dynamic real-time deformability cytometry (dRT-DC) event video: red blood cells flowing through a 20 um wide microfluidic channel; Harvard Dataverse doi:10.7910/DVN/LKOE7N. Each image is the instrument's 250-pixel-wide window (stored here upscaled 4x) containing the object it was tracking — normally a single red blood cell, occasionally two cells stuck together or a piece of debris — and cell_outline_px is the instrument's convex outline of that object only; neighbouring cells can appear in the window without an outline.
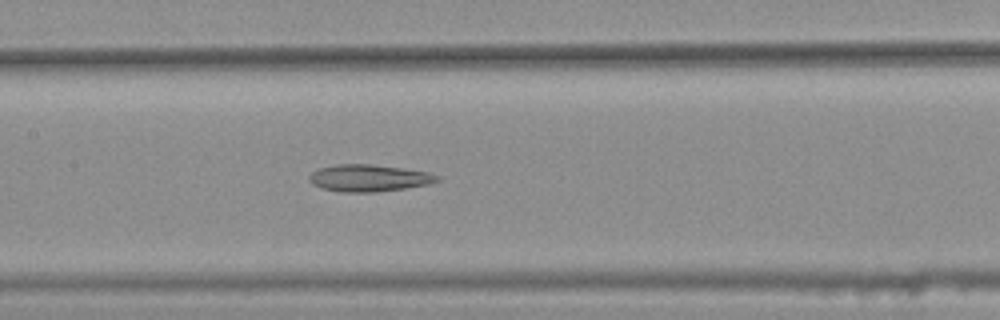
{"species": "common noctule bat (a hibernating species)", "species_latin": "Nyctalus noctula", "temperature_condition": "warm", "stored_images_in_passage": 44, "camera_frame_rate_fps": 3000, "um_per_image_px": 0.085, "animal": {"sex": "female", "body_mass_g": 25.1}, "frame": {"image": 1, "passage_image": 24, "time_ms": 7.667, "image_size_px": [1000, 320], "cell_outline_px": [[440, 180], [428, 184], [404, 188], [376, 192], [340, 192], [320, 188], [312, 184], [308, 180], [308, 176], [312, 172], [320, 168], [336, 164], [372, 164], [404, 168], [428, 172], [440, 176]], "centroid_in_image_um": [31.33, 15.13], "position_along_channel_um": 176.1, "area_um2": 20.23}}
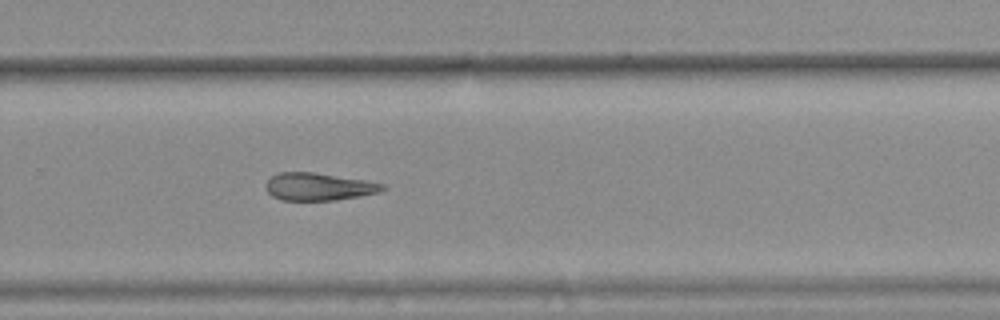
{"frame": {"image": 2, "passage_image": 34, "time_ms": 11.0, "image_size_px": [1000, 320], "cell_outline_px": [[388, 188], [376, 192], [356, 196], [332, 200], [280, 200], [272, 196], [268, 192], [264, 184], [272, 176], [280, 172], [312, 172], [364, 180], [384, 184]], "centroid_in_image_um": [27.03, 15.86], "position_along_channel_um": 302.8, "area_um2": 18.44}}
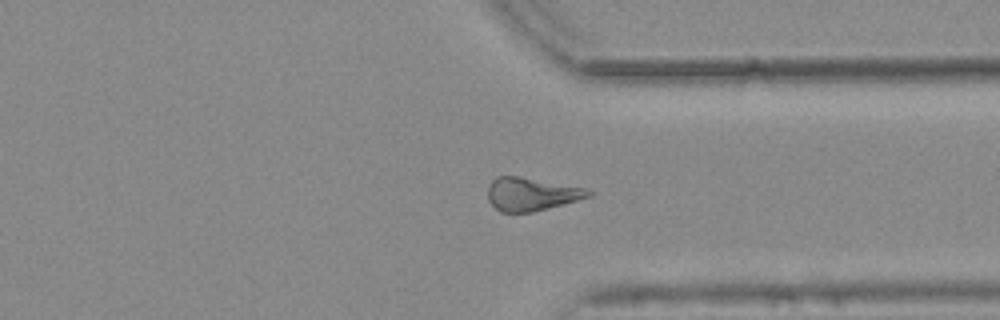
{"frame": {"image": 3, "passage_image": 39, "time_ms": 12.667, "image_size_px": [1000, 320], "cell_outline_px": [[592, 196], [548, 208], [532, 212], [500, 212], [488, 200], [488, 184], [496, 176], [520, 176], [584, 188], [592, 192]], "centroid_in_image_um": [45.13, 16.49], "position_along_channel_um": 366.3, "area_um2": 19.31}}